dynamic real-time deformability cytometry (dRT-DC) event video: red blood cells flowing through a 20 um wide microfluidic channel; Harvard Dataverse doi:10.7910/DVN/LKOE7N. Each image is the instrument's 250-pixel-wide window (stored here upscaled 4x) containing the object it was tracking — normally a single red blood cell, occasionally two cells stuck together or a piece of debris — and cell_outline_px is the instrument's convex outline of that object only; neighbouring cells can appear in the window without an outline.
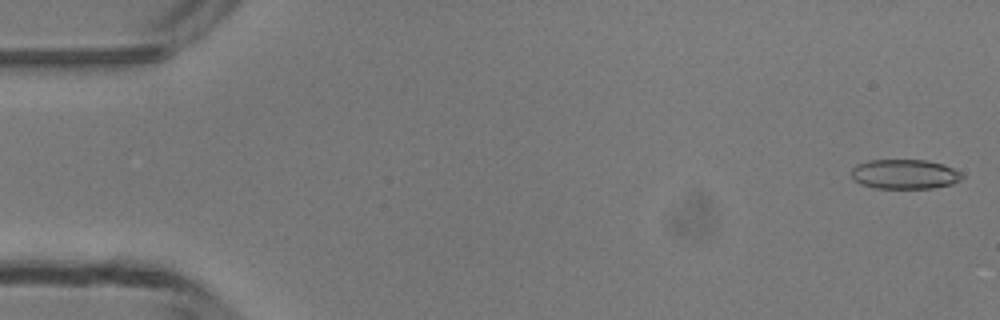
{"species": "common noctule bat (a hibernating species)", "species_latin": "Nyctalus noctula", "temperature_condition": "room temperature", "stored_images_in_passage": 48, "camera_frame_rate_fps": 3000, "um_per_image_px": 0.085, "animal": {"sex": "male", "body_mass_g": 13.3}, "frame": {"image": 1, "passage_image": 1, "time_ms": 0.0, "image_size_px": [1000, 320], "cell_outline_px": [[964, 176], [960, 180], [952, 184], [932, 188], [876, 188], [860, 184], [852, 180], [852, 168], [856, 164], [868, 160], [928, 160], [944, 164], [960, 172]], "centroid_in_image_um": [76.88, 14.8], "position_along_channel_um": 8.1, "area_um2": 19.25}}
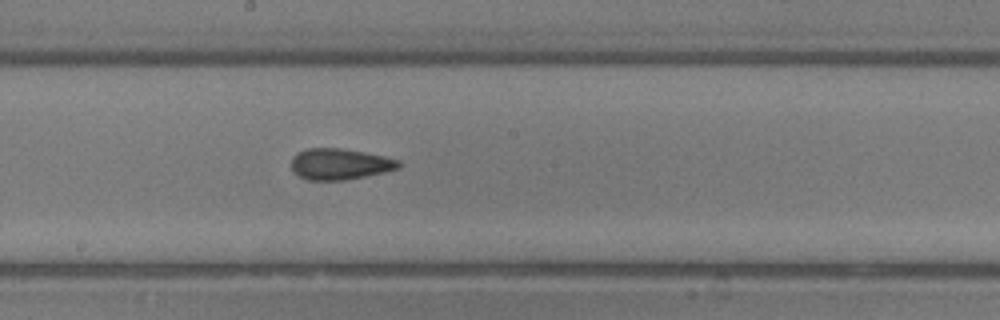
{"frame": {"image": 2, "passage_image": 26, "time_ms": 8.333, "image_size_px": [1000, 320], "cell_outline_px": [[400, 168], [384, 172], [344, 180], [308, 180], [292, 172], [292, 156], [296, 152], [308, 148], [340, 148], [364, 152], [384, 156], [400, 160]], "centroid_in_image_um": [28.86, 13.94], "position_along_channel_um": 219.3, "area_um2": 19.48}}
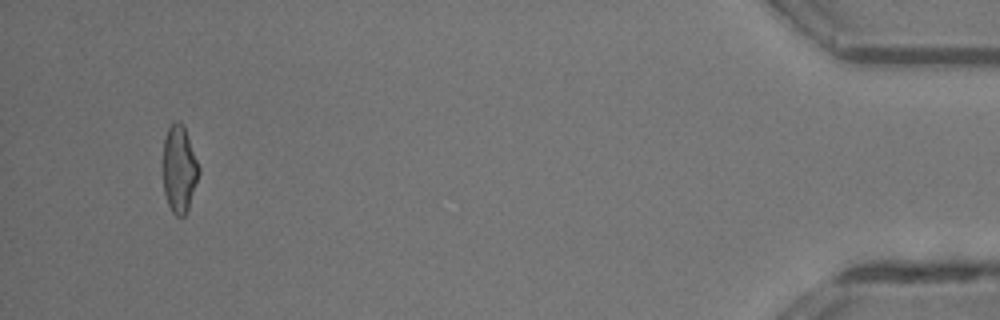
{"frame": {"image": 3, "passage_image": 46, "time_ms": 15.0, "image_size_px": [1000, 320], "cell_outline_px": [[200, 172], [188, 208], [184, 216], [176, 216], [172, 212], [168, 204], [164, 192], [164, 136], [168, 128], [176, 120], [180, 120], [184, 124], [200, 168]], "centroid_in_image_um": [15.25, 14.33], "position_along_channel_um": 420.0, "area_um2": 18.15}, "authors_computed_cell_mechanics": {"area_um2": 19.2763, "velocity_mm_per_s": 4.2315, "shape_relaxation_time_tau1_ms": 9.0195, "shape_relaxation_time_tau2_ms": 2.0866, "deformation_change_tau1": 0.173, "deformation_change_tau2": 0.1117}}